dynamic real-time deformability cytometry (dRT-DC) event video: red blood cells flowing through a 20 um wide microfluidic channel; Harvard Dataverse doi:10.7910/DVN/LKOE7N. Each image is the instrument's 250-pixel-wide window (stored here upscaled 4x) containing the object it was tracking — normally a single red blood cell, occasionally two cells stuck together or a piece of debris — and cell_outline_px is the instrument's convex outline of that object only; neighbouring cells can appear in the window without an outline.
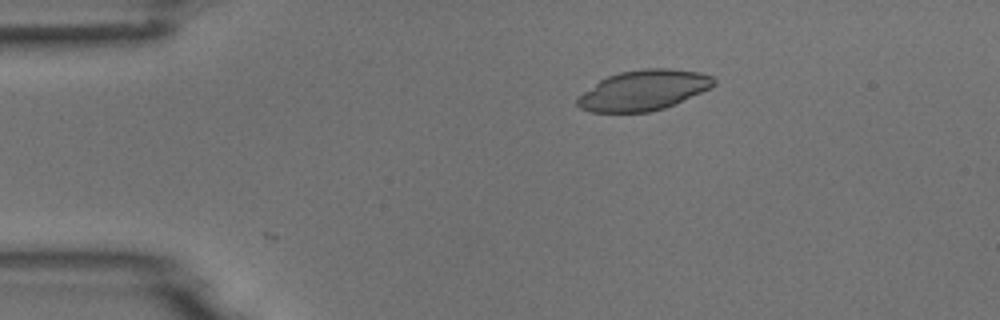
{"species": "common noctule bat (a hibernating species)", "species_latin": "Nyctalus noctula", "temperature_condition": "room temperature", "stored_images_in_passage": 2, "camera_frame_rate_fps": 3000, "um_per_image_px": 0.085, "animal": {"sex": "male", "body_mass_g": 18.8}, "frame": {"image": 1, "passage_image": 1, "time_ms": 0.0, "image_size_px": [1000, 320], "cell_outline_px": [[716, 84], [712, 88], [676, 104], [664, 108], [648, 112], [592, 112], [580, 108], [576, 104], [576, 96], [600, 80], [608, 76], [620, 72], [644, 68], [672, 68], [700, 72], [712, 76], [716, 80]], "centroid_in_image_um": [54.72, 7.67], "position_along_channel_um": 30.3, "area_um2": 32.37}}